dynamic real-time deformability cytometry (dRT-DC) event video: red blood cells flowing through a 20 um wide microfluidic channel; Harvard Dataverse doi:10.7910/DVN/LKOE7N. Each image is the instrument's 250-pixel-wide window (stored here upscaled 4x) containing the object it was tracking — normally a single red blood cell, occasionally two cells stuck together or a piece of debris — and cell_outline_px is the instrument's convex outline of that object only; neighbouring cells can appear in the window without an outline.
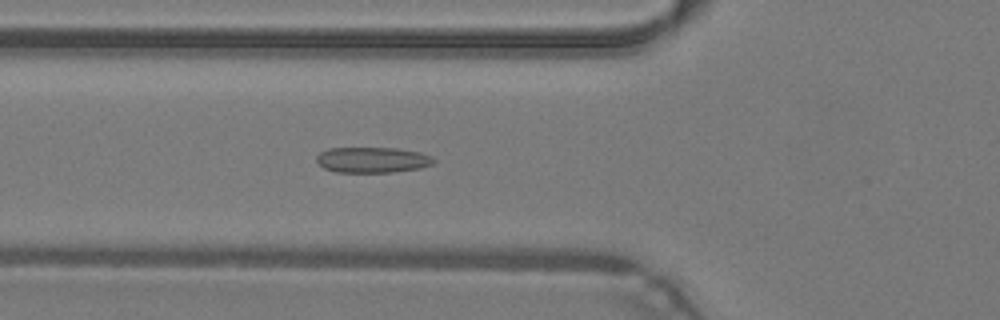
{"species": "common noctule bat (a hibernating species)", "species_latin": "Nyctalus noctula", "temperature_condition": "warm", "stored_images_in_passage": 47, "camera_frame_rate_fps": 3000, "um_per_image_px": 0.085, "animal": {"sex": "male", "body_mass_g": 19.2, "forearm_length_mm": 51.8}, "frame": {"image": 1, "passage_image": 17, "time_ms": 5.333, "image_size_px": [1000, 320], "cell_outline_px": [[436, 160], [432, 164], [420, 168], [392, 172], [336, 172], [324, 168], [316, 160], [316, 156], [320, 152], [328, 148], [400, 148], [420, 152], [432, 156]], "centroid_in_image_um": [31.67, 13.58], "position_along_channel_um": 94.1, "area_um2": 17.57}}
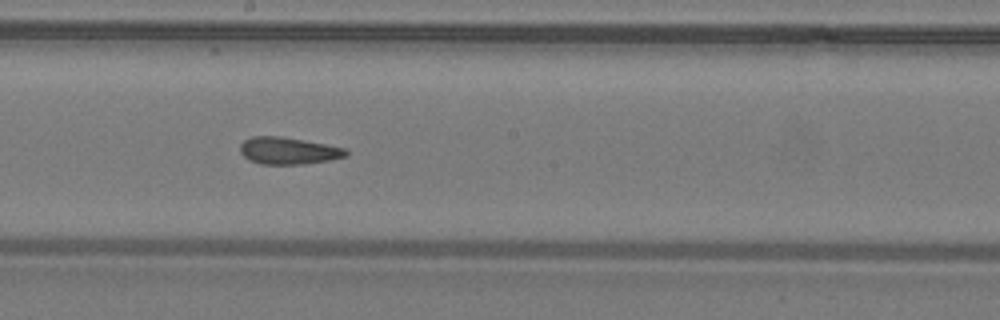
{"frame": {"image": 2, "passage_image": 26, "time_ms": 8.333, "image_size_px": [1000, 320], "cell_outline_px": [[348, 156], [328, 160], [304, 164], [260, 164], [248, 160], [240, 152], [240, 144], [244, 140], [252, 136], [280, 136], [304, 140], [348, 148]], "centroid_in_image_um": [24.51, 12.81], "position_along_channel_um": 223.7, "area_um2": 16.82}}
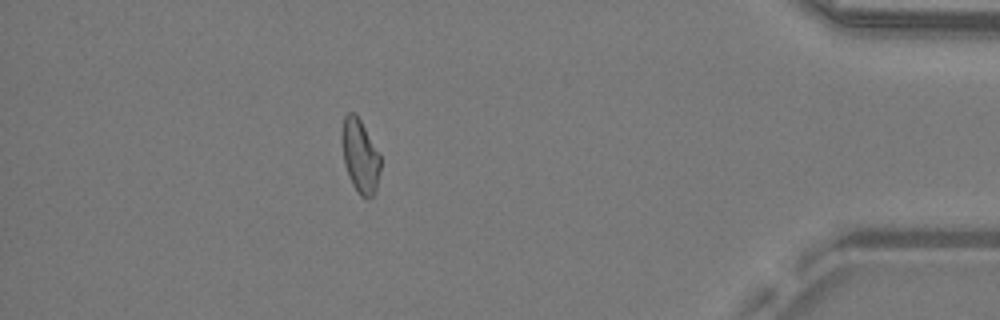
{"frame": {"image": 3, "passage_image": 42, "time_ms": 13.667, "image_size_px": [1000, 320], "cell_outline_px": [[380, 168], [376, 192], [368, 200], [360, 196], [352, 184], [348, 176], [344, 164], [344, 116], [348, 112], [356, 112], [380, 156]], "centroid_in_image_um": [30.64, 13.34], "position_along_channel_um": 404.6, "area_um2": 16.07}, "authors_computed_cell_mechanics": {"area_um2": 17.051, "velocity_mm_per_s": 4.2973, "shape_relaxation_time_tau1_ms": 9.7322, "shape_relaxation_time_tau2_ms": 2.121, "deformation_change_tau1": 0.1852, "deformation_change_tau2": 0.0932}}